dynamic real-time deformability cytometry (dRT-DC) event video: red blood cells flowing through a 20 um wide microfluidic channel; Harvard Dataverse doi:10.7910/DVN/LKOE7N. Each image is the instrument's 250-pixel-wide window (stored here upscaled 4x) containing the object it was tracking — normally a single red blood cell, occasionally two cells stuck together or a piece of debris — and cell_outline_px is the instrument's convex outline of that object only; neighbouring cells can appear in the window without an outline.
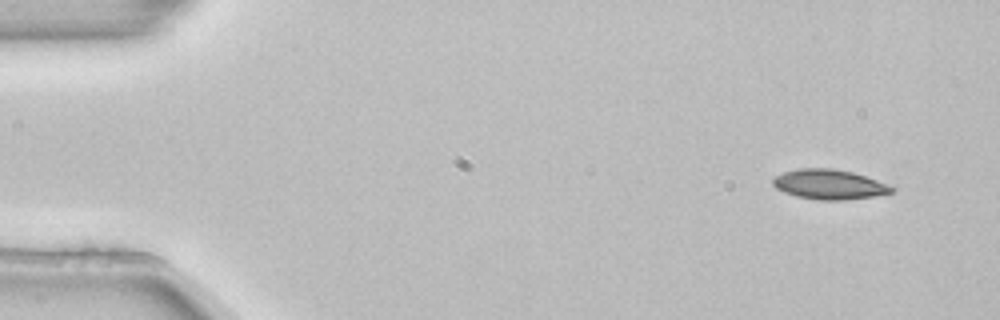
{"species": "common noctule bat (a hibernating species)", "species_latin": "Nyctalus noctula", "temperature_condition": "room temperature", "stored_images_in_passage": 3, "camera_frame_rate_fps": 3000, "um_per_image_px": 0.085, "animal": {"sex": "female", "body_mass_g": 22.7, "forearm_length_mm": 54.2}, "frame": {"image": 1, "passage_image": 1, "time_ms": 0.0, "image_size_px": [1000, 320], "cell_outline_px": [[896, 188], [892, 192], [876, 196], [844, 200], [820, 200], [796, 196], [784, 192], [776, 188], [772, 184], [772, 180], [776, 176], [784, 172], [800, 168], [832, 168], [852, 172], [888, 184]], "centroid_in_image_um": [70.49, 15.68], "position_along_channel_um": 14.5, "area_um2": 20.58}}
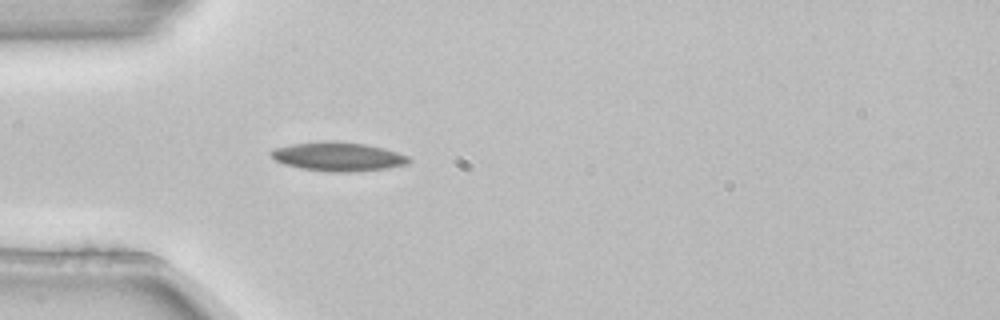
{"frame": {"image": 2, "passage_image": 3, "time_ms": 0.667, "image_size_px": [1000, 320], "cell_outline_px": [[412, 160], [404, 164], [384, 168], [348, 172], [328, 172], [300, 168], [284, 164], [276, 160], [268, 152], [276, 148], [292, 144], [320, 140], [332, 140], [364, 144], [384, 148], [408, 156]], "centroid_in_image_um": [28.69, 13.3], "position_along_channel_um": 56.3, "area_um2": 23.12}}